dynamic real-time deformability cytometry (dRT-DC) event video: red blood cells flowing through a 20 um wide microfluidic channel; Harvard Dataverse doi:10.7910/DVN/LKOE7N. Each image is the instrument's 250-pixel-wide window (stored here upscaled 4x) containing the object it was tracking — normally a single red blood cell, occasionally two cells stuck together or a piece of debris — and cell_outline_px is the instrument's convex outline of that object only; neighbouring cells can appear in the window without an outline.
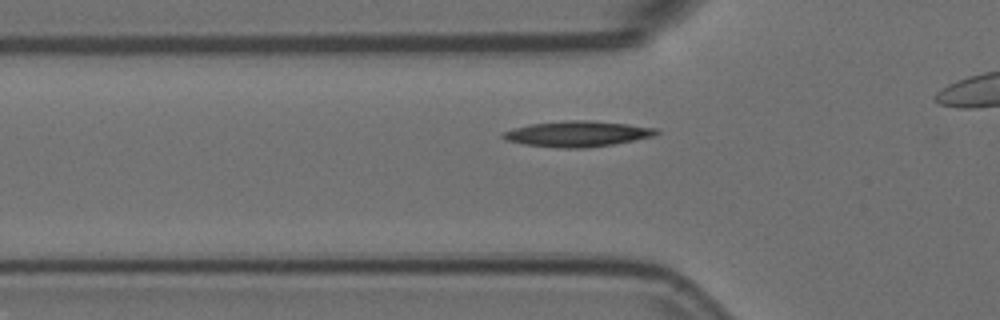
{"species": "Egyptian fruit bat (a non-hibernating species)", "species_latin": "Rousettus aegyptiacus", "temperature_condition": "room temperature", "stored_images_in_passage": 36, "camera_frame_rate_fps": 3000, "um_per_image_px": 0.085, "animal": {"sex": "female"}, "frame": {"image": 1, "passage_image": 9, "time_ms": 2.667, "image_size_px": [1000, 320], "cell_outline_px": [[660, 132], [652, 136], [612, 144], [584, 148], [560, 148], [524, 144], [508, 140], [500, 136], [504, 132], [528, 124], [564, 120], [588, 120], [628, 124], [656, 128]], "centroid_in_image_um": [49.07, 11.37], "position_along_channel_um": 76.7, "area_um2": 22.66}}
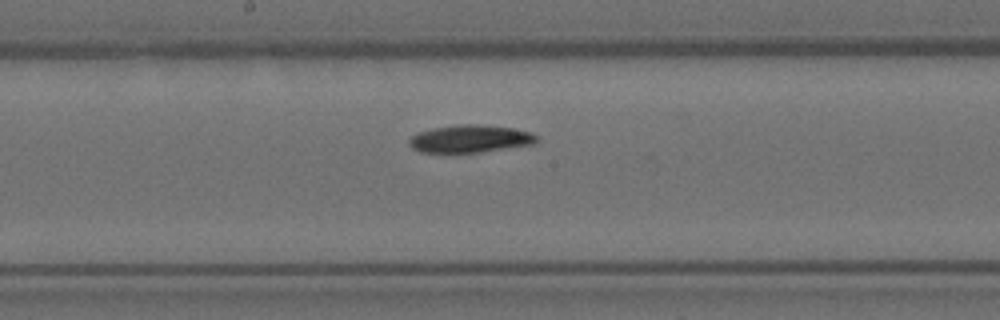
{"frame": {"image": 2, "passage_image": 20, "time_ms": 6.333, "image_size_px": [1000, 320], "cell_outline_px": [[536, 140], [532, 144], [480, 152], [420, 152], [412, 148], [408, 144], [408, 140], [412, 136], [420, 132], [432, 128], [456, 124], [476, 124], [512, 128], [528, 132], [536, 136]], "centroid_in_image_um": [39.89, 11.79], "position_along_channel_um": 208.3, "area_um2": 20.17}}
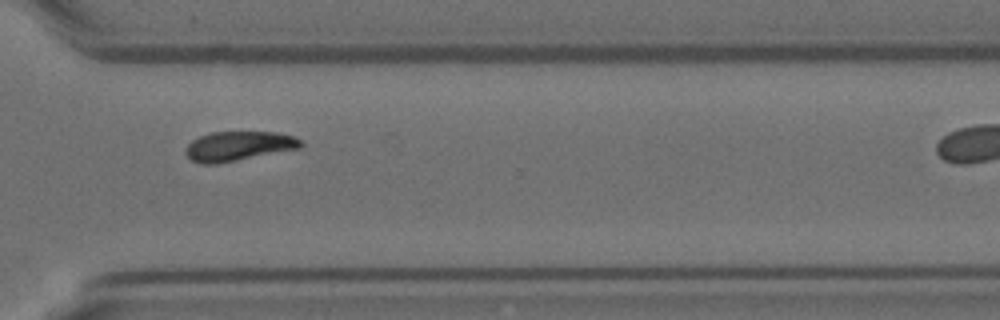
{"frame": {"image": 3, "passage_image": 32, "time_ms": 10.333, "image_size_px": [1000, 320], "cell_outline_px": [[304, 144], [300, 148], [216, 164], [204, 164], [192, 160], [184, 152], [184, 148], [192, 140], [200, 136], [212, 132], [276, 132], [292, 136], [300, 140]], "centroid_in_image_um": [20.25, 12.41], "position_along_channel_um": 350.4, "area_um2": 19.65}}